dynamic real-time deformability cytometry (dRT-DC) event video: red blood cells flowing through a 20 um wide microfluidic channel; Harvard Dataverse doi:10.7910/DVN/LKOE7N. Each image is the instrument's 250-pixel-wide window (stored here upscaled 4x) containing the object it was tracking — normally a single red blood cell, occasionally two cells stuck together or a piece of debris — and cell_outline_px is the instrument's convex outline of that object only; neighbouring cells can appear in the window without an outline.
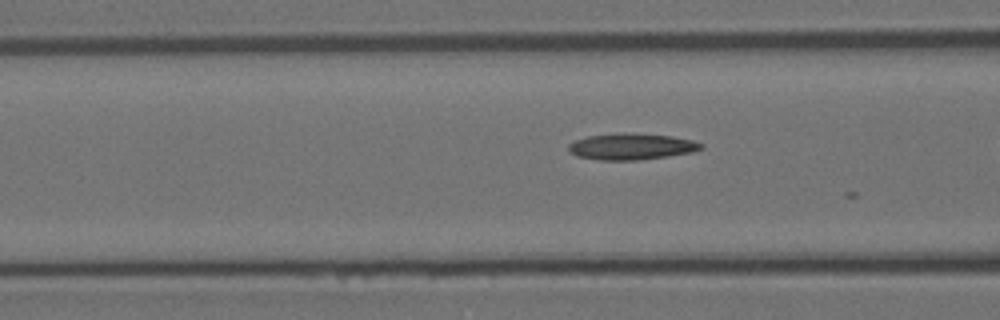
{"species": "Egyptian fruit bat (a non-hibernating species)", "species_latin": "Rousettus aegyptiacus", "temperature_condition": "room temperature", "stored_images_in_passage": 12, "camera_frame_rate_fps": 3000, "um_per_image_px": 0.085, "animal": {"sex": "female"}, "frame": {"image": 1, "passage_image": 11, "time_ms": 3.333, "image_size_px": [1000, 320], "cell_outline_px": [[704, 148], [692, 152], [668, 156], [636, 160], [600, 160], [576, 156], [568, 152], [568, 144], [576, 140], [588, 136], [616, 132], [624, 132], [672, 136], [692, 140], [704, 144]], "centroid_in_image_um": [53.65, 12.45], "position_along_channel_um": 112.9, "area_um2": 20.52}}